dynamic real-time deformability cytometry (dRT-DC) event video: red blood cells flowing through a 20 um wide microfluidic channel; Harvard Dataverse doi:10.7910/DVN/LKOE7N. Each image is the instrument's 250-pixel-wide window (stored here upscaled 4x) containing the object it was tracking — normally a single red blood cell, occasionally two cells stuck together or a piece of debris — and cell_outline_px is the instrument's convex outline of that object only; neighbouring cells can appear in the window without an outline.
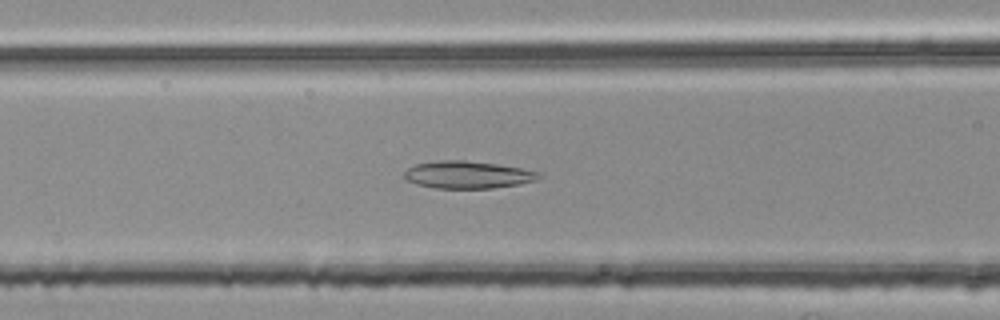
{"species": "common noctule bat (a hibernating species)", "species_latin": "Nyctalus noctula", "temperature_condition": "room temperature", "stored_images_in_passage": 41, "camera_frame_rate_fps": 3000, "um_per_image_px": 0.085, "animal": {"sex": "female", "body_mass_g": 25.1}, "frame": {"image": 1, "passage_image": 13, "time_ms": 4.0, "image_size_px": [1000, 320], "cell_outline_px": [[540, 176], [532, 180], [520, 184], [492, 188], [436, 188], [416, 184], [408, 180], [404, 176], [404, 172], [408, 168], [416, 164], [440, 160], [464, 160], [496, 164], [520, 168], [540, 172]], "centroid_in_image_um": [39.72, 14.85], "position_along_channel_um": 126.9, "area_um2": 21.15}}
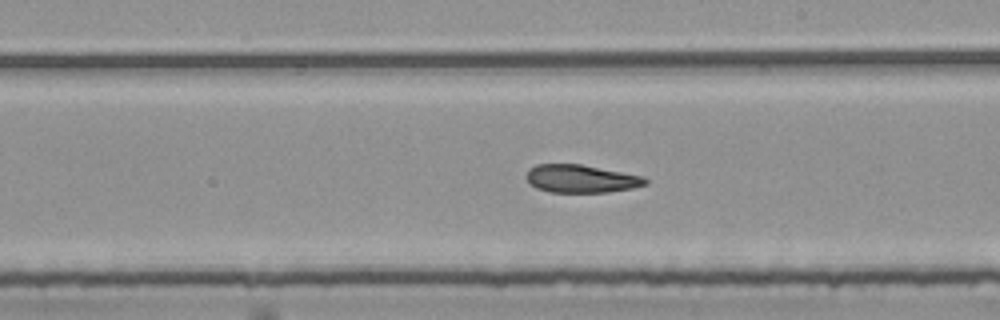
{"frame": {"image": 2, "passage_image": 22, "time_ms": 7.0, "image_size_px": [1000, 320], "cell_outline_px": [[648, 184], [632, 188], [608, 192], [548, 192], [536, 188], [528, 180], [528, 168], [536, 164], [580, 164], [644, 176], [648, 180]], "centroid_in_image_um": [49.42, 15.19], "position_along_channel_um": 239.6, "area_um2": 19.31}}
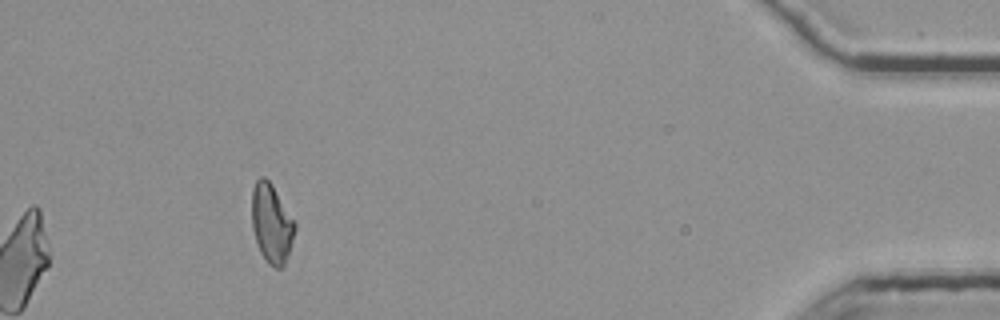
{"frame": {"image": 3, "passage_image": 41, "time_ms": 13.333, "image_size_px": [1000, 320], "cell_outline_px": [[296, 228], [284, 264], [280, 268], [276, 268], [268, 264], [260, 252], [252, 228], [252, 188], [256, 180], [260, 176], [264, 176], [272, 184], [296, 224]], "centroid_in_image_um": [23.06, 18.97], "position_along_channel_um": 412.1, "area_um2": 19.59}, "authors_computed_cell_mechanics": {"area_um2": 20.23, "velocity_mm_per_s": 3.7712, "shape_relaxation_time_tau1_ms": null, "shape_relaxation_time_tau2_ms": 5.1101, "deformation_change_tau1": null, "deformation_change_tau2": 0.1295}}